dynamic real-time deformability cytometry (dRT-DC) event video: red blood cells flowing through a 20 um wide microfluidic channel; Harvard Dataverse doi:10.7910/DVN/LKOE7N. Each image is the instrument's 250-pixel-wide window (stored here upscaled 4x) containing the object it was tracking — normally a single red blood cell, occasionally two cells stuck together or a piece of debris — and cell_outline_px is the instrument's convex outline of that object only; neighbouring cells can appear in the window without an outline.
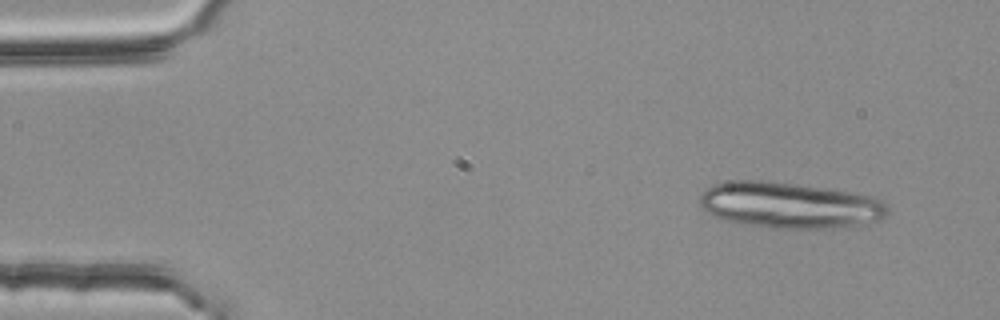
{"species": "common noctule bat (a hibernating species)", "species_latin": "Nyctalus noctula", "temperature_condition": "room temperature", "stored_images_in_passage": 17, "camera_frame_rate_fps": 3000, "um_per_image_px": 0.085, "animal": {"sex": "female", "body_mass_g": 25.1}, "frame": {"image": 1, "passage_image": 3, "time_ms": 0.667, "image_size_px": [1000, 320], "cell_outline_px": [[888, 212], [884, 216], [876, 220], [864, 224], [832, 228], [768, 228], [744, 224], [724, 220], [712, 216], [700, 204], [700, 192], [704, 188], [712, 184], [736, 180], [764, 180], [796, 184], [824, 188], [876, 196], [884, 200], [888, 208]], "centroid_in_image_um": [67.09, 17.43], "position_along_channel_um": 17.9, "area_um2": 50.69}}